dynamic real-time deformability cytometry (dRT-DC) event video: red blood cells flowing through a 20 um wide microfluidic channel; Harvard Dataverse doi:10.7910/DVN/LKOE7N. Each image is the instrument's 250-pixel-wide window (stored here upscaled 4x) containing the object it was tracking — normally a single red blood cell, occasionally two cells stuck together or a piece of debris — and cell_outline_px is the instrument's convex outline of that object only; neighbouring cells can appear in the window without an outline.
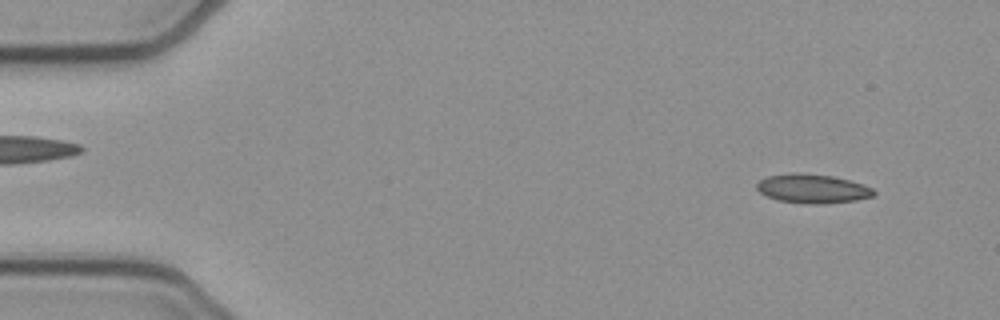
{"species": "common noctule bat (a hibernating species)", "species_latin": "Nyctalus noctula", "temperature_condition": "cold", "stored_images_in_passage": 51, "camera_frame_rate_fps": 3000, "um_per_image_px": 0.085, "animal": {"sex": "female", "body_mass_g": 21.9}, "frame": {"image": 1, "passage_image": 4, "time_ms": 1.0, "image_size_px": [1000, 320], "cell_outline_px": [[876, 192], [872, 196], [856, 200], [824, 204], [808, 204], [780, 200], [768, 196], [760, 192], [756, 188], [756, 184], [760, 180], [768, 176], [792, 172], [796, 172], [832, 176], [864, 184], [872, 188]], "centroid_in_image_um": [69.07, 16.03], "position_along_channel_um": 15.9, "area_um2": 19.71}}
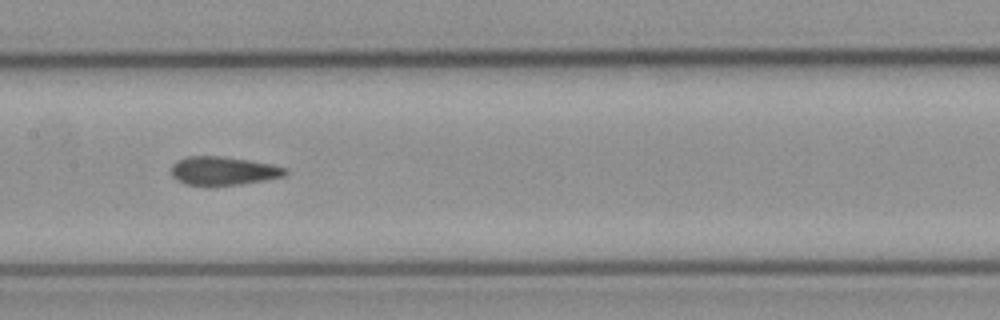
{"frame": {"image": 2, "passage_image": 25, "time_ms": 8.0, "image_size_px": [1000, 320], "cell_outline_px": [[288, 172], [284, 176], [264, 180], [240, 184], [208, 188], [184, 184], [172, 176], [172, 164], [176, 160], [188, 156], [220, 156], [248, 160], [272, 164], [288, 168]], "centroid_in_image_um": [18.95, 14.55], "position_along_channel_um": 188.4, "area_um2": 19.48}}
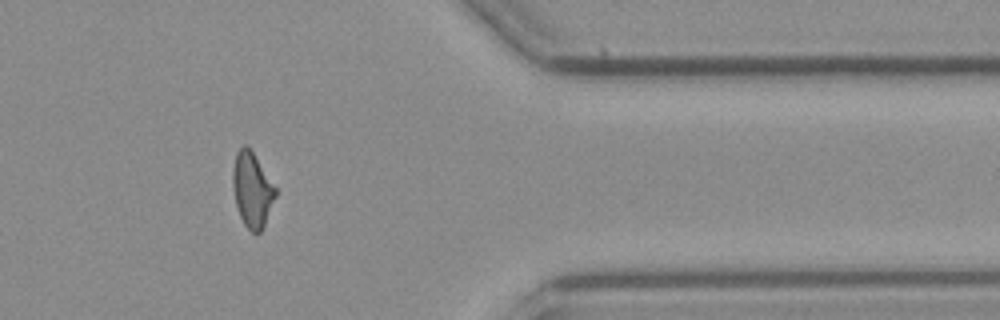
{"frame": {"image": 3, "passage_image": 42, "time_ms": 13.667, "image_size_px": [1000, 320], "cell_outline_px": [[276, 196], [264, 224], [260, 232], [252, 232], [244, 224], [240, 216], [236, 204], [232, 188], [232, 172], [236, 152], [244, 144], [248, 144], [276, 188]], "centroid_in_image_um": [21.41, 16.08], "position_along_channel_um": 390.0, "area_um2": 18.5}, "authors_computed_cell_mechanics": {"area_um2": 19.3052, "velocity_mm_per_s": 3.94, "shape_relaxation_time_tau1_ms": null, "shape_relaxation_time_tau2_ms": 2.0852, "deformation_change_tau1": null, "deformation_change_tau2": 0.0891}}